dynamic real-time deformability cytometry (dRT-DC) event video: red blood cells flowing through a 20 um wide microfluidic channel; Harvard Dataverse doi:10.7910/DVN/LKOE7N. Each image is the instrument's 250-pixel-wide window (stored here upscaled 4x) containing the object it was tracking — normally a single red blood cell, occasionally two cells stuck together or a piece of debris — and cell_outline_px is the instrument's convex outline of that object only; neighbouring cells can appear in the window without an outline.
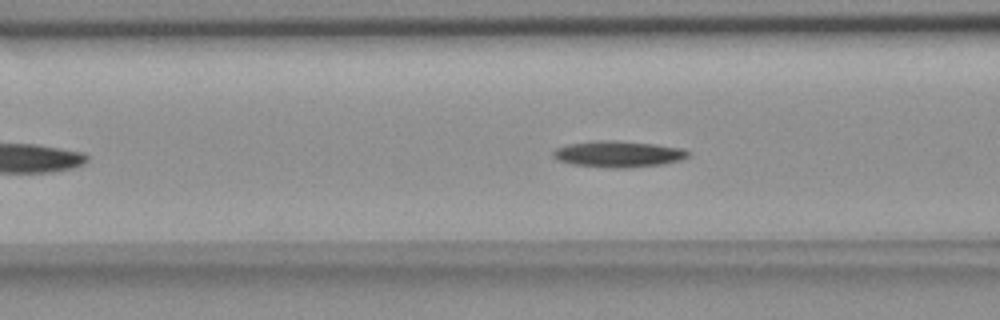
{"species": "common noctule bat (a hibernating species)", "species_latin": "Nyctalus noctula", "temperature_condition": "room temperature", "stored_images_in_passage": 29, "camera_frame_rate_fps": 3000, "um_per_image_px": 0.085, "animal": {"sex": "female", "body_mass_g": 18.4}, "frame": {"image": 1, "passage_image": 4, "time_ms": 1.0, "image_size_px": [1000, 320], "cell_outline_px": [[688, 156], [680, 160], [664, 164], [628, 168], [612, 168], [572, 164], [556, 160], [552, 156], [552, 152], [556, 148], [564, 144], [592, 140], [616, 140], [652, 144], [680, 148], [688, 152]], "centroid_in_image_um": [52.46, 13.09], "position_along_channel_um": 114.1, "area_um2": 20.81}}
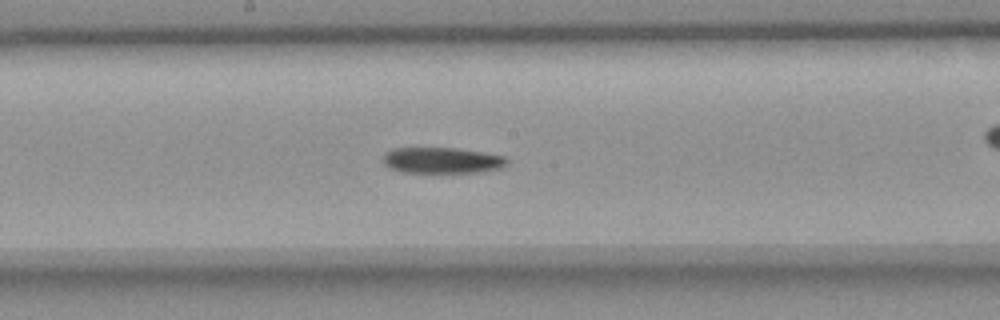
{"frame": {"image": 2, "passage_image": 12, "time_ms": 3.667, "image_size_px": [1000, 320], "cell_outline_px": [[508, 164], [500, 168], [476, 172], [400, 172], [388, 168], [384, 164], [384, 152], [392, 148], [456, 148], [484, 152], [504, 156], [508, 160]], "centroid_in_image_um": [37.54, 13.62], "position_along_channel_um": 210.7, "area_um2": 18.79}}
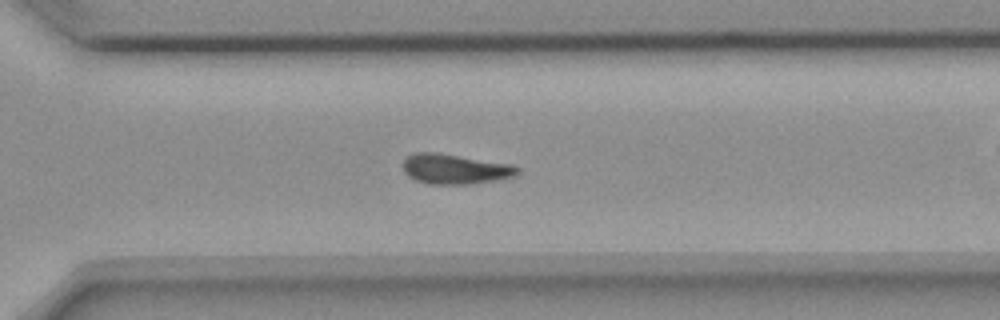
{"frame": {"image": 3, "passage_image": 22, "time_ms": 7.0, "image_size_px": [1000, 320], "cell_outline_px": [[516, 172], [512, 176], [496, 180], [472, 184], [428, 184], [416, 180], [408, 176], [404, 172], [404, 156], [416, 152], [436, 152], [512, 164], [516, 168]], "centroid_in_image_um": [38.6, 14.36], "position_along_channel_um": 332.0, "area_um2": 19.88}}